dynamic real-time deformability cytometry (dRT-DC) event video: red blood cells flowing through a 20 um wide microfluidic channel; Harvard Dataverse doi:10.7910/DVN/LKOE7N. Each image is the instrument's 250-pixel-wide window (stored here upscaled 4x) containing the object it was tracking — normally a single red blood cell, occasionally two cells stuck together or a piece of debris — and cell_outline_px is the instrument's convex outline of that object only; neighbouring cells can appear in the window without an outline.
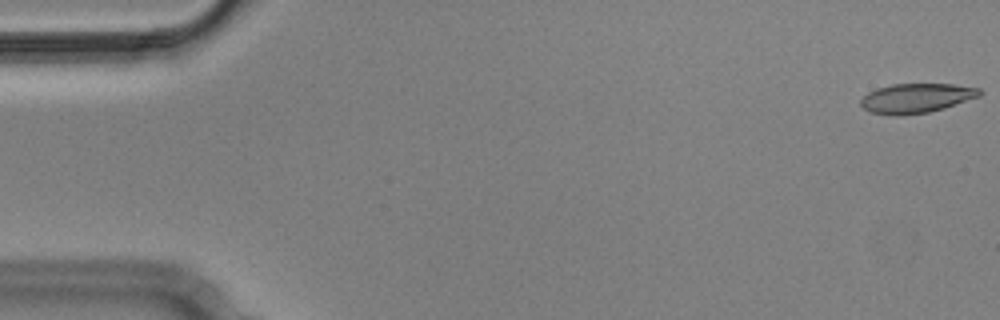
{"species": "Egyptian fruit bat (a non-hibernating species)", "species_latin": "Rousettus aegyptiacus", "temperature_condition": "cold", "stored_images_in_passage": 5, "camera_frame_rate_fps": 3000, "um_per_image_px": 0.085, "animal": {"sex": "male"}, "frame": {"image": 1, "passage_image": 1, "time_ms": 0.0, "image_size_px": [1000, 320], "cell_outline_px": [[984, 92], [980, 96], [944, 108], [928, 112], [904, 116], [892, 116], [872, 112], [864, 108], [860, 104], [860, 100], [868, 92], [876, 88], [892, 84], [952, 84], [980, 88]], "centroid_in_image_um": [77.89, 8.35], "position_along_channel_um": 7.1, "area_um2": 20.58}}